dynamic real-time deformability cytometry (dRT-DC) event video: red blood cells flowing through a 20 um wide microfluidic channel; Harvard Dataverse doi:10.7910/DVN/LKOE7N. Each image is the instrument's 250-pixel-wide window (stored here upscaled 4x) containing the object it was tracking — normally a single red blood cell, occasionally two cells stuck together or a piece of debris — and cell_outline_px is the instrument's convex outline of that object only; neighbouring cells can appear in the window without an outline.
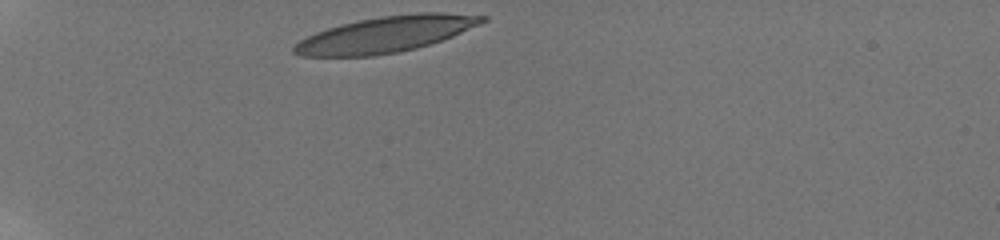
{"species": "human", "species_latin": "Homo sapiens", "temperature_condition": "room temperature", "stored_images_in_passage": 34, "camera_frame_rate_fps": 3000, "um_per_image_px": 0.085, "donor": {"sex": "male"}, "frame": {"image": 1, "passage_image": 1, "time_ms": 0.0, "image_size_px": [1000, 240], "cell_outline_px": [[488, 20], [480, 24], [452, 36], [416, 48], [376, 56], [300, 56], [292, 52], [292, 48], [300, 40], [316, 32], [340, 24], [380, 16], [416, 12], [444, 12], [488, 16]], "centroid_in_image_um": [32.8, 2.91], "position_along_channel_um": 52.2, "area_um2": 39.3}}
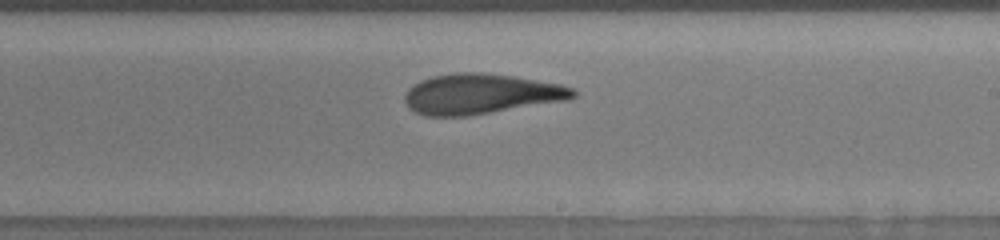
{"frame": {"image": 2, "passage_image": 20, "time_ms": 6.333, "image_size_px": [1000, 240], "cell_outline_px": [[576, 96], [568, 100], [468, 116], [424, 116], [408, 108], [404, 100], [404, 96], [408, 88], [412, 84], [420, 80], [432, 76], [456, 72], [480, 72], [512, 76], [560, 84], [572, 88], [576, 92]], "centroid_in_image_um": [40.83, 7.99], "position_along_channel_um": 248.2, "area_um2": 39.65}}
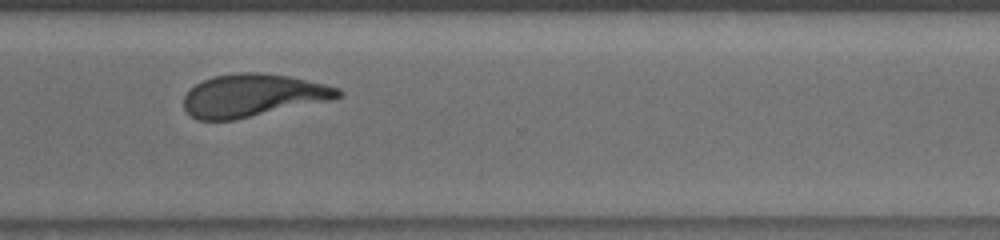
{"frame": {"image": 3, "passage_image": 28, "time_ms": 9.0, "image_size_px": [1000, 240], "cell_outline_px": [[344, 92], [340, 96], [332, 100], [232, 120], [196, 120], [184, 108], [184, 96], [196, 84], [204, 80], [216, 76], [236, 72], [260, 72], [288, 76], [324, 84], [340, 88]], "centroid_in_image_um": [21.51, 8.11], "position_along_channel_um": 349.1, "area_um2": 38.15}, "authors_computed_cell_mechanics": {"area_um2": 39.7086, "velocity_mm_per_s": 3.7877, "shape_relaxation_time_tau1_ms": 4.7252, "shape_relaxation_time_tau2_ms": 1.8457, "deformation_change_tau1": 0.1932, "deformation_change_tau2": 0.1041}}